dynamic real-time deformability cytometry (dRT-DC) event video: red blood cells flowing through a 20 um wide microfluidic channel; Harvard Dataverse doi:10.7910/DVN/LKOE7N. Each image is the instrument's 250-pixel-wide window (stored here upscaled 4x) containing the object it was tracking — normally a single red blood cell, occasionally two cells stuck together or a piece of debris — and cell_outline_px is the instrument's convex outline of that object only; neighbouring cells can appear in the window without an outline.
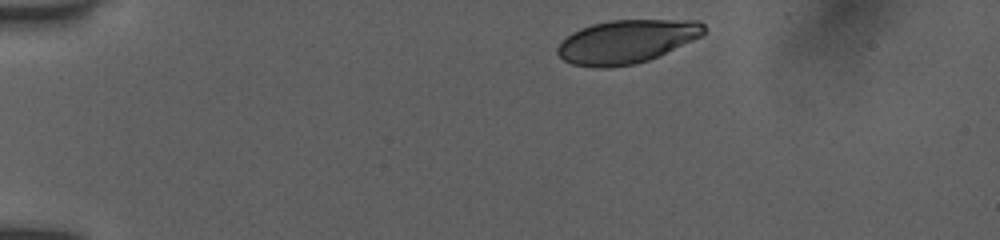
{"species": "human", "species_latin": "Homo sapiens", "temperature_condition": "room temperature", "stored_images_in_passage": 40, "camera_frame_rate_fps": 3000, "um_per_image_px": 0.085, "donor": {"sex": "female"}, "frame": {"image": 1, "passage_image": 1, "time_ms": 0.0, "image_size_px": [1000, 240], "cell_outline_px": [[704, 36], [648, 60], [636, 64], [608, 68], [596, 68], [572, 64], [564, 60], [556, 52], [556, 48], [560, 40], [572, 32], [580, 28], [592, 24], [608, 20], [700, 20], [704, 24]], "centroid_in_image_um": [53.24, 3.53], "position_along_channel_um": 31.8, "area_um2": 37.45}}
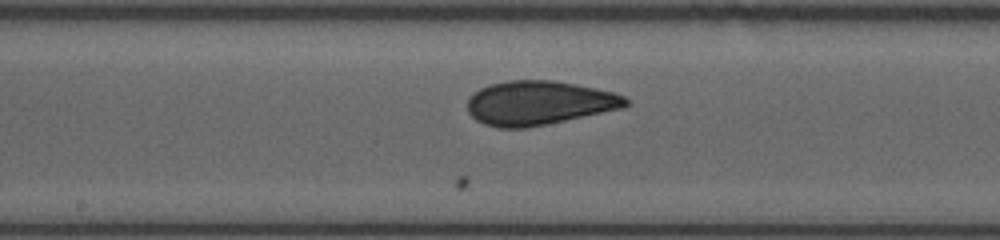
{"frame": {"image": 2, "passage_image": 20, "time_ms": 6.333, "image_size_px": [1000, 240], "cell_outline_px": [[628, 104], [624, 108], [524, 128], [500, 128], [484, 124], [476, 120], [468, 112], [468, 96], [472, 92], [480, 88], [492, 84], [508, 80], [552, 80], [616, 92], [624, 96], [628, 100]], "centroid_in_image_um": [45.79, 8.74], "position_along_channel_um": 202.4, "area_um2": 40.52}}
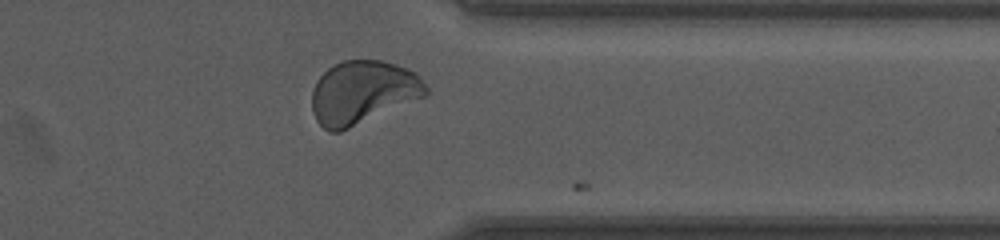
{"frame": {"image": 3, "passage_image": 34, "time_ms": 11.0, "image_size_px": [1000, 240], "cell_outline_px": [[428, 92], [424, 96], [340, 132], [328, 132], [316, 120], [312, 112], [312, 92], [316, 80], [332, 64], [344, 60], [380, 60], [396, 64], [408, 68], [416, 72], [420, 76], [428, 88]], "centroid_in_image_um": [30.81, 7.83], "position_along_channel_um": 380.6, "area_um2": 42.02}, "authors_computed_cell_mechanics": {"area_um2": 40.4311, "velocity_mm_per_s": 3.8885, "shape_relaxation_time_tau1_ms": 6.7143, "shape_relaxation_time_tau2_ms": 1.0374, "deformation_change_tau1": 0.1266, "deformation_change_tau2": 0.0447}}